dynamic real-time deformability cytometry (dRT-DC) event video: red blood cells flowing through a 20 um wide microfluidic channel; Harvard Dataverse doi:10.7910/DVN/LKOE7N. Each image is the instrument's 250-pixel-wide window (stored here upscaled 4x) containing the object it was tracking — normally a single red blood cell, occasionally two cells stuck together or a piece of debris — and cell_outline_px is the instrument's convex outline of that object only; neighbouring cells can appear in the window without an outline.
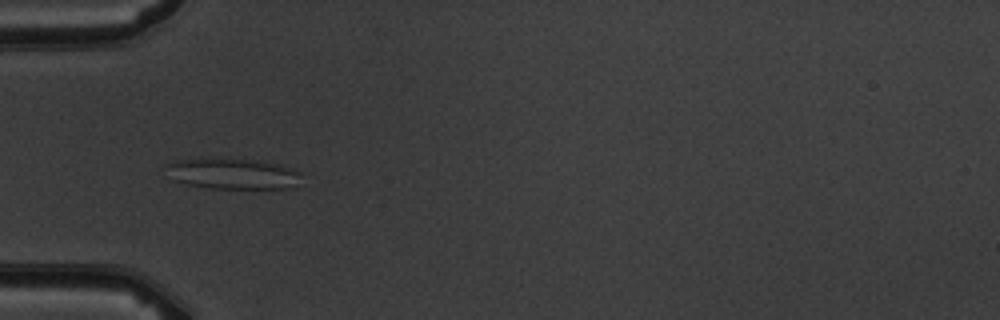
{"species": "common noctule bat (a hibernating species)", "species_latin": "Nyctalus noctula", "temperature_condition": "warm", "stored_images_in_passage": 5, "camera_frame_rate_fps": 3000, "um_per_image_px": 0.085, "animal": {"sex": "male", "body_mass_g": 19.5, "forearm_length_mm": 54.6}, "frame": {"image": 1, "passage_image": 4, "time_ms": 3.667, "image_size_px": [1000, 320], "cell_outline_px": [[300, 172], [296, 184], [284, 188], [208, 188], [188, 184], [172, 180], [164, 164], [176, 160], [200, 156], [208, 156], [256, 160], [276, 164]], "centroid_in_image_um": [19.62, 14.72], "position_along_channel_um": 65.4, "area_um2": 24.57}}
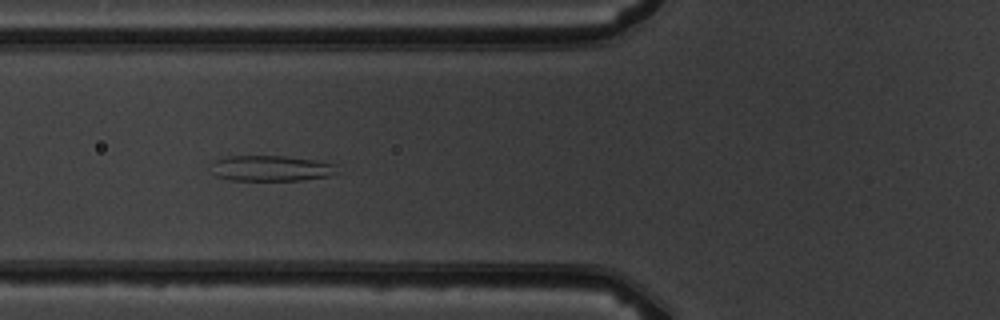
{"frame": {"image": 2, "passage_image": 5, "time_ms": 4.667, "image_size_px": [1000, 320], "cell_outline_px": [[336, 172], [328, 176], [304, 180], [232, 180], [216, 176], [212, 172], [212, 160], [224, 156], [284, 156], [316, 160], [336, 164]], "centroid_in_image_um": [23.0, 14.3], "position_along_channel_um": 102.8, "area_um2": 18.9}}